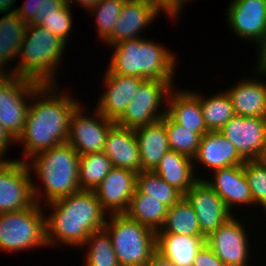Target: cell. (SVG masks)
Segmentation results:
<instances>
[{
	"label": "cell",
	"mask_w": 266,
	"mask_h": 266,
	"mask_svg": "<svg viewBox=\"0 0 266 266\" xmlns=\"http://www.w3.org/2000/svg\"><path fill=\"white\" fill-rule=\"evenodd\" d=\"M126 0H101L89 12L96 15L98 37L105 41L113 32L115 23Z\"/></svg>",
	"instance_id": "obj_36"
},
{
	"label": "cell",
	"mask_w": 266,
	"mask_h": 266,
	"mask_svg": "<svg viewBox=\"0 0 266 266\" xmlns=\"http://www.w3.org/2000/svg\"><path fill=\"white\" fill-rule=\"evenodd\" d=\"M205 243L204 236L156 233V252L175 266H193Z\"/></svg>",
	"instance_id": "obj_25"
},
{
	"label": "cell",
	"mask_w": 266,
	"mask_h": 266,
	"mask_svg": "<svg viewBox=\"0 0 266 266\" xmlns=\"http://www.w3.org/2000/svg\"><path fill=\"white\" fill-rule=\"evenodd\" d=\"M227 24L239 39L259 45L266 33V0H233L228 5Z\"/></svg>",
	"instance_id": "obj_15"
},
{
	"label": "cell",
	"mask_w": 266,
	"mask_h": 266,
	"mask_svg": "<svg viewBox=\"0 0 266 266\" xmlns=\"http://www.w3.org/2000/svg\"><path fill=\"white\" fill-rule=\"evenodd\" d=\"M168 133L170 150L193 159L197 153L201 136L175 123L167 114L162 117Z\"/></svg>",
	"instance_id": "obj_34"
},
{
	"label": "cell",
	"mask_w": 266,
	"mask_h": 266,
	"mask_svg": "<svg viewBox=\"0 0 266 266\" xmlns=\"http://www.w3.org/2000/svg\"><path fill=\"white\" fill-rule=\"evenodd\" d=\"M66 45L47 29L28 24L18 55L19 63L8 73L41 85H57L54 77Z\"/></svg>",
	"instance_id": "obj_5"
},
{
	"label": "cell",
	"mask_w": 266,
	"mask_h": 266,
	"mask_svg": "<svg viewBox=\"0 0 266 266\" xmlns=\"http://www.w3.org/2000/svg\"><path fill=\"white\" fill-rule=\"evenodd\" d=\"M156 233L203 236L197 215L185 197L168 208L165 222Z\"/></svg>",
	"instance_id": "obj_29"
},
{
	"label": "cell",
	"mask_w": 266,
	"mask_h": 266,
	"mask_svg": "<svg viewBox=\"0 0 266 266\" xmlns=\"http://www.w3.org/2000/svg\"><path fill=\"white\" fill-rule=\"evenodd\" d=\"M167 210L168 207L158 199L149 197V195L141 193L136 188L124 214L128 218L158 232L165 222Z\"/></svg>",
	"instance_id": "obj_28"
},
{
	"label": "cell",
	"mask_w": 266,
	"mask_h": 266,
	"mask_svg": "<svg viewBox=\"0 0 266 266\" xmlns=\"http://www.w3.org/2000/svg\"><path fill=\"white\" fill-rule=\"evenodd\" d=\"M193 266H226L205 243L195 257Z\"/></svg>",
	"instance_id": "obj_40"
},
{
	"label": "cell",
	"mask_w": 266,
	"mask_h": 266,
	"mask_svg": "<svg viewBox=\"0 0 266 266\" xmlns=\"http://www.w3.org/2000/svg\"><path fill=\"white\" fill-rule=\"evenodd\" d=\"M82 106L83 104H80L72 113L67 143L80 156L102 152L109 128L115 121L104 117L97 109L92 117L85 115Z\"/></svg>",
	"instance_id": "obj_11"
},
{
	"label": "cell",
	"mask_w": 266,
	"mask_h": 266,
	"mask_svg": "<svg viewBox=\"0 0 266 266\" xmlns=\"http://www.w3.org/2000/svg\"><path fill=\"white\" fill-rule=\"evenodd\" d=\"M212 174H214L213 180L204 179V181L223 199L231 212L234 204L238 207L239 205H254L243 165L220 168Z\"/></svg>",
	"instance_id": "obj_20"
},
{
	"label": "cell",
	"mask_w": 266,
	"mask_h": 266,
	"mask_svg": "<svg viewBox=\"0 0 266 266\" xmlns=\"http://www.w3.org/2000/svg\"><path fill=\"white\" fill-rule=\"evenodd\" d=\"M103 152L113 167L129 169L137 174L141 172L140 151L134 129L114 123L107 133Z\"/></svg>",
	"instance_id": "obj_19"
},
{
	"label": "cell",
	"mask_w": 266,
	"mask_h": 266,
	"mask_svg": "<svg viewBox=\"0 0 266 266\" xmlns=\"http://www.w3.org/2000/svg\"><path fill=\"white\" fill-rule=\"evenodd\" d=\"M144 80L136 76L106 73L103 80L106 90L95 109L104 117L116 121L133 100L136 90Z\"/></svg>",
	"instance_id": "obj_17"
},
{
	"label": "cell",
	"mask_w": 266,
	"mask_h": 266,
	"mask_svg": "<svg viewBox=\"0 0 266 266\" xmlns=\"http://www.w3.org/2000/svg\"><path fill=\"white\" fill-rule=\"evenodd\" d=\"M15 2L16 0H0V13L5 14L15 12L16 9L10 10Z\"/></svg>",
	"instance_id": "obj_46"
},
{
	"label": "cell",
	"mask_w": 266,
	"mask_h": 266,
	"mask_svg": "<svg viewBox=\"0 0 266 266\" xmlns=\"http://www.w3.org/2000/svg\"><path fill=\"white\" fill-rule=\"evenodd\" d=\"M34 203L27 162L0 160V213L26 210Z\"/></svg>",
	"instance_id": "obj_10"
},
{
	"label": "cell",
	"mask_w": 266,
	"mask_h": 266,
	"mask_svg": "<svg viewBox=\"0 0 266 266\" xmlns=\"http://www.w3.org/2000/svg\"><path fill=\"white\" fill-rule=\"evenodd\" d=\"M40 206L35 202L26 210L0 213V250L21 252L48 246L45 215Z\"/></svg>",
	"instance_id": "obj_7"
},
{
	"label": "cell",
	"mask_w": 266,
	"mask_h": 266,
	"mask_svg": "<svg viewBox=\"0 0 266 266\" xmlns=\"http://www.w3.org/2000/svg\"><path fill=\"white\" fill-rule=\"evenodd\" d=\"M89 246L85 266H120L109 233L103 228L92 232L85 244Z\"/></svg>",
	"instance_id": "obj_33"
},
{
	"label": "cell",
	"mask_w": 266,
	"mask_h": 266,
	"mask_svg": "<svg viewBox=\"0 0 266 266\" xmlns=\"http://www.w3.org/2000/svg\"><path fill=\"white\" fill-rule=\"evenodd\" d=\"M200 100L203 118L208 131H220L236 115L227 92L204 98L194 93ZM204 98V99H203Z\"/></svg>",
	"instance_id": "obj_30"
},
{
	"label": "cell",
	"mask_w": 266,
	"mask_h": 266,
	"mask_svg": "<svg viewBox=\"0 0 266 266\" xmlns=\"http://www.w3.org/2000/svg\"><path fill=\"white\" fill-rule=\"evenodd\" d=\"M240 220L233 215L206 238V244L226 266H247L248 235Z\"/></svg>",
	"instance_id": "obj_13"
},
{
	"label": "cell",
	"mask_w": 266,
	"mask_h": 266,
	"mask_svg": "<svg viewBox=\"0 0 266 266\" xmlns=\"http://www.w3.org/2000/svg\"><path fill=\"white\" fill-rule=\"evenodd\" d=\"M184 197L192 205L199 221L201 234L205 238L234 215L223 199L202 178L192 185Z\"/></svg>",
	"instance_id": "obj_14"
},
{
	"label": "cell",
	"mask_w": 266,
	"mask_h": 266,
	"mask_svg": "<svg viewBox=\"0 0 266 266\" xmlns=\"http://www.w3.org/2000/svg\"><path fill=\"white\" fill-rule=\"evenodd\" d=\"M259 51H258V62L257 63V71L259 75L266 76V33L264 36V39L262 42L259 44Z\"/></svg>",
	"instance_id": "obj_42"
},
{
	"label": "cell",
	"mask_w": 266,
	"mask_h": 266,
	"mask_svg": "<svg viewBox=\"0 0 266 266\" xmlns=\"http://www.w3.org/2000/svg\"><path fill=\"white\" fill-rule=\"evenodd\" d=\"M146 266H175L172 262L155 252Z\"/></svg>",
	"instance_id": "obj_44"
},
{
	"label": "cell",
	"mask_w": 266,
	"mask_h": 266,
	"mask_svg": "<svg viewBox=\"0 0 266 266\" xmlns=\"http://www.w3.org/2000/svg\"><path fill=\"white\" fill-rule=\"evenodd\" d=\"M243 170L247 178L253 203L261 205L266 211V160H246Z\"/></svg>",
	"instance_id": "obj_35"
},
{
	"label": "cell",
	"mask_w": 266,
	"mask_h": 266,
	"mask_svg": "<svg viewBox=\"0 0 266 266\" xmlns=\"http://www.w3.org/2000/svg\"><path fill=\"white\" fill-rule=\"evenodd\" d=\"M185 4H186V2H187V4H188V1L189 0H182ZM190 1H193V0H190Z\"/></svg>",
	"instance_id": "obj_47"
},
{
	"label": "cell",
	"mask_w": 266,
	"mask_h": 266,
	"mask_svg": "<svg viewBox=\"0 0 266 266\" xmlns=\"http://www.w3.org/2000/svg\"><path fill=\"white\" fill-rule=\"evenodd\" d=\"M66 4L65 0H42L41 22L55 14Z\"/></svg>",
	"instance_id": "obj_41"
},
{
	"label": "cell",
	"mask_w": 266,
	"mask_h": 266,
	"mask_svg": "<svg viewBox=\"0 0 266 266\" xmlns=\"http://www.w3.org/2000/svg\"><path fill=\"white\" fill-rule=\"evenodd\" d=\"M170 91L167 99L170 100L166 108V114L177 124L198 133L201 137L208 132L199 98L193 91L178 90Z\"/></svg>",
	"instance_id": "obj_22"
},
{
	"label": "cell",
	"mask_w": 266,
	"mask_h": 266,
	"mask_svg": "<svg viewBox=\"0 0 266 266\" xmlns=\"http://www.w3.org/2000/svg\"><path fill=\"white\" fill-rule=\"evenodd\" d=\"M106 73L143 79L173 81L176 56L162 44L146 38H134L115 45Z\"/></svg>",
	"instance_id": "obj_3"
},
{
	"label": "cell",
	"mask_w": 266,
	"mask_h": 266,
	"mask_svg": "<svg viewBox=\"0 0 266 266\" xmlns=\"http://www.w3.org/2000/svg\"><path fill=\"white\" fill-rule=\"evenodd\" d=\"M159 14L161 11L167 13L173 20L178 19L181 8L185 3L182 0H145Z\"/></svg>",
	"instance_id": "obj_39"
},
{
	"label": "cell",
	"mask_w": 266,
	"mask_h": 266,
	"mask_svg": "<svg viewBox=\"0 0 266 266\" xmlns=\"http://www.w3.org/2000/svg\"><path fill=\"white\" fill-rule=\"evenodd\" d=\"M42 0H26L25 3L16 8V14L27 24L39 25L41 23Z\"/></svg>",
	"instance_id": "obj_38"
},
{
	"label": "cell",
	"mask_w": 266,
	"mask_h": 266,
	"mask_svg": "<svg viewBox=\"0 0 266 266\" xmlns=\"http://www.w3.org/2000/svg\"><path fill=\"white\" fill-rule=\"evenodd\" d=\"M51 215L45 217L47 245L59 242L67 246H83L88 236L103 229L105 212L94 190H79L50 201Z\"/></svg>",
	"instance_id": "obj_2"
},
{
	"label": "cell",
	"mask_w": 266,
	"mask_h": 266,
	"mask_svg": "<svg viewBox=\"0 0 266 266\" xmlns=\"http://www.w3.org/2000/svg\"><path fill=\"white\" fill-rule=\"evenodd\" d=\"M57 86L42 85L32 95L23 130L15 140L25 145L24 162L38 152L67 142L72 113L82 103Z\"/></svg>",
	"instance_id": "obj_1"
},
{
	"label": "cell",
	"mask_w": 266,
	"mask_h": 266,
	"mask_svg": "<svg viewBox=\"0 0 266 266\" xmlns=\"http://www.w3.org/2000/svg\"><path fill=\"white\" fill-rule=\"evenodd\" d=\"M29 160L27 165L30 171L34 170L33 172L44 187L43 194L40 192V187L38 188L32 180V193L35 202L41 204L39 200L42 196H46L44 198L48 203L80 190V155L69 143H62L49 150L38 152Z\"/></svg>",
	"instance_id": "obj_4"
},
{
	"label": "cell",
	"mask_w": 266,
	"mask_h": 266,
	"mask_svg": "<svg viewBox=\"0 0 266 266\" xmlns=\"http://www.w3.org/2000/svg\"><path fill=\"white\" fill-rule=\"evenodd\" d=\"M193 163V164H192ZM193 159L178 152L169 150L161 158L154 172L169 185L176 187L185 194L200 179L195 177Z\"/></svg>",
	"instance_id": "obj_26"
},
{
	"label": "cell",
	"mask_w": 266,
	"mask_h": 266,
	"mask_svg": "<svg viewBox=\"0 0 266 266\" xmlns=\"http://www.w3.org/2000/svg\"><path fill=\"white\" fill-rule=\"evenodd\" d=\"M220 132L245 160L266 157V118L235 115Z\"/></svg>",
	"instance_id": "obj_12"
},
{
	"label": "cell",
	"mask_w": 266,
	"mask_h": 266,
	"mask_svg": "<svg viewBox=\"0 0 266 266\" xmlns=\"http://www.w3.org/2000/svg\"><path fill=\"white\" fill-rule=\"evenodd\" d=\"M136 188L141 193L158 199V201L168 208L184 197V194L180 190L169 185L154 171H141L138 173Z\"/></svg>",
	"instance_id": "obj_32"
},
{
	"label": "cell",
	"mask_w": 266,
	"mask_h": 266,
	"mask_svg": "<svg viewBox=\"0 0 266 266\" xmlns=\"http://www.w3.org/2000/svg\"><path fill=\"white\" fill-rule=\"evenodd\" d=\"M158 15L145 0H126L113 32L103 43L111 47L125 40L140 38L141 30L146 29Z\"/></svg>",
	"instance_id": "obj_18"
},
{
	"label": "cell",
	"mask_w": 266,
	"mask_h": 266,
	"mask_svg": "<svg viewBox=\"0 0 266 266\" xmlns=\"http://www.w3.org/2000/svg\"><path fill=\"white\" fill-rule=\"evenodd\" d=\"M112 168L111 160L103 151L80 156V190H95Z\"/></svg>",
	"instance_id": "obj_31"
},
{
	"label": "cell",
	"mask_w": 266,
	"mask_h": 266,
	"mask_svg": "<svg viewBox=\"0 0 266 266\" xmlns=\"http://www.w3.org/2000/svg\"><path fill=\"white\" fill-rule=\"evenodd\" d=\"M11 141L15 140L7 133V131L0 124V160H3L4 153L7 152L9 145H12Z\"/></svg>",
	"instance_id": "obj_43"
},
{
	"label": "cell",
	"mask_w": 266,
	"mask_h": 266,
	"mask_svg": "<svg viewBox=\"0 0 266 266\" xmlns=\"http://www.w3.org/2000/svg\"><path fill=\"white\" fill-rule=\"evenodd\" d=\"M136 184L137 173L113 167L94 192L108 215L124 214L136 190Z\"/></svg>",
	"instance_id": "obj_16"
},
{
	"label": "cell",
	"mask_w": 266,
	"mask_h": 266,
	"mask_svg": "<svg viewBox=\"0 0 266 266\" xmlns=\"http://www.w3.org/2000/svg\"><path fill=\"white\" fill-rule=\"evenodd\" d=\"M194 160H198L211 171L243 165L246 161L220 131H208L201 137Z\"/></svg>",
	"instance_id": "obj_21"
},
{
	"label": "cell",
	"mask_w": 266,
	"mask_h": 266,
	"mask_svg": "<svg viewBox=\"0 0 266 266\" xmlns=\"http://www.w3.org/2000/svg\"><path fill=\"white\" fill-rule=\"evenodd\" d=\"M27 25L16 12L5 13L0 18V74H8L5 65L18 58Z\"/></svg>",
	"instance_id": "obj_27"
},
{
	"label": "cell",
	"mask_w": 266,
	"mask_h": 266,
	"mask_svg": "<svg viewBox=\"0 0 266 266\" xmlns=\"http://www.w3.org/2000/svg\"><path fill=\"white\" fill-rule=\"evenodd\" d=\"M173 82L145 79L136 90L133 100L115 123L135 129L162 119L167 110L160 112L158 108L162 106V101H165L163 99L165 97L167 99L173 89Z\"/></svg>",
	"instance_id": "obj_9"
},
{
	"label": "cell",
	"mask_w": 266,
	"mask_h": 266,
	"mask_svg": "<svg viewBox=\"0 0 266 266\" xmlns=\"http://www.w3.org/2000/svg\"><path fill=\"white\" fill-rule=\"evenodd\" d=\"M67 4L71 6L73 1H77L78 5L82 6L83 8L90 10L92 7H94L99 1L101 0H65Z\"/></svg>",
	"instance_id": "obj_45"
},
{
	"label": "cell",
	"mask_w": 266,
	"mask_h": 266,
	"mask_svg": "<svg viewBox=\"0 0 266 266\" xmlns=\"http://www.w3.org/2000/svg\"><path fill=\"white\" fill-rule=\"evenodd\" d=\"M226 92L236 115L266 118V82L246 78Z\"/></svg>",
	"instance_id": "obj_24"
},
{
	"label": "cell",
	"mask_w": 266,
	"mask_h": 266,
	"mask_svg": "<svg viewBox=\"0 0 266 266\" xmlns=\"http://www.w3.org/2000/svg\"><path fill=\"white\" fill-rule=\"evenodd\" d=\"M109 233L120 266H146L156 252V232L125 214H111Z\"/></svg>",
	"instance_id": "obj_6"
},
{
	"label": "cell",
	"mask_w": 266,
	"mask_h": 266,
	"mask_svg": "<svg viewBox=\"0 0 266 266\" xmlns=\"http://www.w3.org/2000/svg\"><path fill=\"white\" fill-rule=\"evenodd\" d=\"M41 86L14 74H0V124L14 140L23 130L32 95Z\"/></svg>",
	"instance_id": "obj_8"
},
{
	"label": "cell",
	"mask_w": 266,
	"mask_h": 266,
	"mask_svg": "<svg viewBox=\"0 0 266 266\" xmlns=\"http://www.w3.org/2000/svg\"><path fill=\"white\" fill-rule=\"evenodd\" d=\"M69 4H65L57 13L44 19L39 26L47 29L49 32L67 43L69 34L72 32V13ZM71 31V32H70Z\"/></svg>",
	"instance_id": "obj_37"
},
{
	"label": "cell",
	"mask_w": 266,
	"mask_h": 266,
	"mask_svg": "<svg viewBox=\"0 0 266 266\" xmlns=\"http://www.w3.org/2000/svg\"><path fill=\"white\" fill-rule=\"evenodd\" d=\"M139 145L141 171H154L161 158L170 150L165 122L154 123L134 129Z\"/></svg>",
	"instance_id": "obj_23"
}]
</instances>
